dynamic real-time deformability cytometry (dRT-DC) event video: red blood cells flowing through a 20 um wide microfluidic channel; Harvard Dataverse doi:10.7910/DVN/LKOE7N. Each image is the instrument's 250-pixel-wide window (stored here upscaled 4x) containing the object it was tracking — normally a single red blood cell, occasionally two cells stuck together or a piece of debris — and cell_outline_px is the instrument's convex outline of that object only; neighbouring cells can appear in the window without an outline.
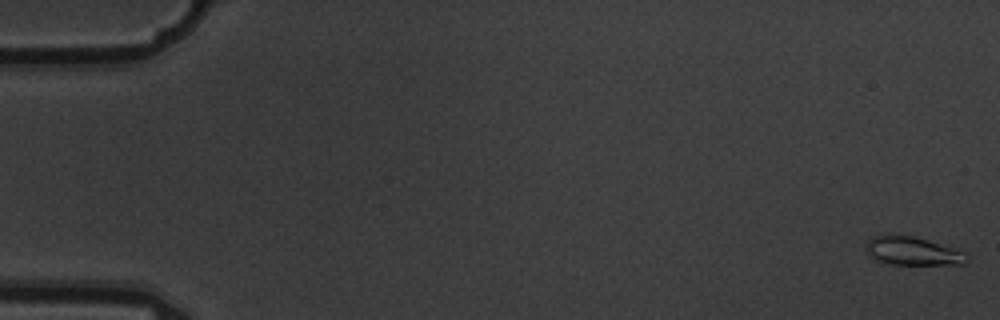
{"species": "common noctule bat (a hibernating species)", "species_latin": "Nyctalus noctula", "temperature_condition": "warm", "stored_images_in_passage": 6, "camera_frame_rate_fps": 3000, "um_per_image_px": 0.085, "animal": {"sex": "male", "body_mass_g": 19.5, "forearm_length_mm": 54.6}, "frame": {"image": 1, "passage_image": 1, "time_ms": 0.0, "image_size_px": [1000, 320], "cell_outline_px": [[968, 260], [964, 264], [892, 264], [880, 260], [872, 256], [864, 248], [868, 240], [872, 236], [884, 232], [912, 236], [928, 240], [964, 252], [968, 256]], "centroid_in_image_um": [77.53, 21.3], "position_along_channel_um": 7.5, "area_um2": 16.7}}
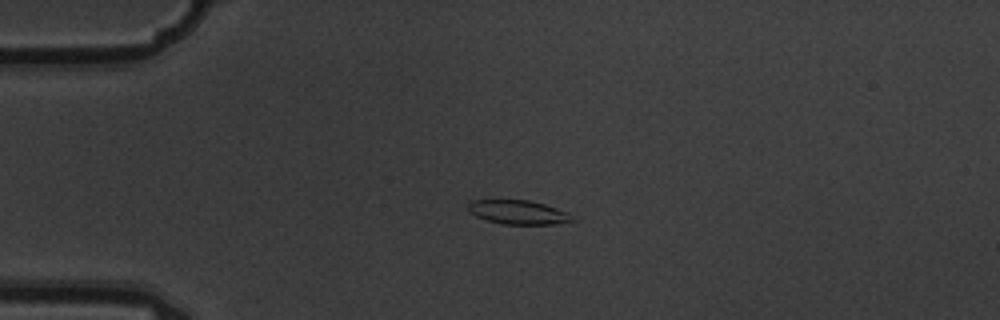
{"frame": {"image": 2, "passage_image": 4, "time_ms": 1.0, "image_size_px": [1000, 320], "cell_outline_px": [[576, 220], [556, 224], [504, 224], [488, 220], [476, 216], [468, 212], [468, 204], [472, 200], [528, 200], [544, 204], [568, 212]], "centroid_in_image_um": [44.05, 18.04], "position_along_channel_um": 40.9, "area_um2": 14.51}}
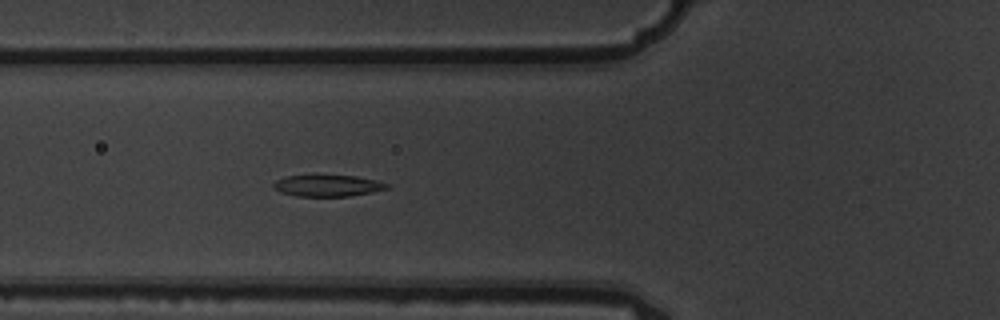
{"frame": {"image": 3, "passage_image": 6, "time_ms": 1.667, "image_size_px": [1000, 320], "cell_outline_px": [[388, 188], [372, 192], [348, 196], [296, 196], [280, 192], [272, 188], [272, 184], [276, 180], [284, 176], [312, 172], [316, 172], [356, 176], [376, 180], [388, 184]], "centroid_in_image_um": [27.75, 15.72], "position_along_channel_um": 98.1, "area_um2": 15.14}}